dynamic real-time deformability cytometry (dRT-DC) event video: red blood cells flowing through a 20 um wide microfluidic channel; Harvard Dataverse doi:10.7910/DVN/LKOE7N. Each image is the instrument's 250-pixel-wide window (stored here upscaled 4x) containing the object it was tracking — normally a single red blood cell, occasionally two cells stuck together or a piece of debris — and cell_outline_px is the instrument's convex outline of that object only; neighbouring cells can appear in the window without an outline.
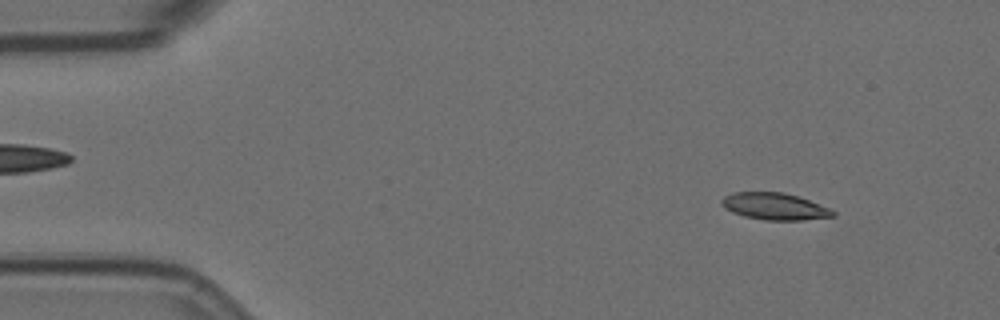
{"species": "Egyptian fruit bat (a non-hibernating species)", "species_latin": "Rousettus aegyptiacus", "temperature_condition": "room temperature", "stored_images_in_passage": 13, "camera_frame_rate_fps": 3000, "um_per_image_px": 0.085, "animal": {"sex": "female"}, "frame": {"image": 1, "passage_image": 6, "time_ms": 1.667, "image_size_px": [1000, 320], "cell_outline_px": [[836, 216], [804, 220], [764, 220], [744, 216], [732, 212], [724, 208], [720, 204], [720, 200], [724, 196], [732, 192], [784, 192], [832, 208], [836, 212]], "centroid_in_image_um": [65.84, 17.54], "position_along_channel_um": 19.2, "area_um2": 17.63}}